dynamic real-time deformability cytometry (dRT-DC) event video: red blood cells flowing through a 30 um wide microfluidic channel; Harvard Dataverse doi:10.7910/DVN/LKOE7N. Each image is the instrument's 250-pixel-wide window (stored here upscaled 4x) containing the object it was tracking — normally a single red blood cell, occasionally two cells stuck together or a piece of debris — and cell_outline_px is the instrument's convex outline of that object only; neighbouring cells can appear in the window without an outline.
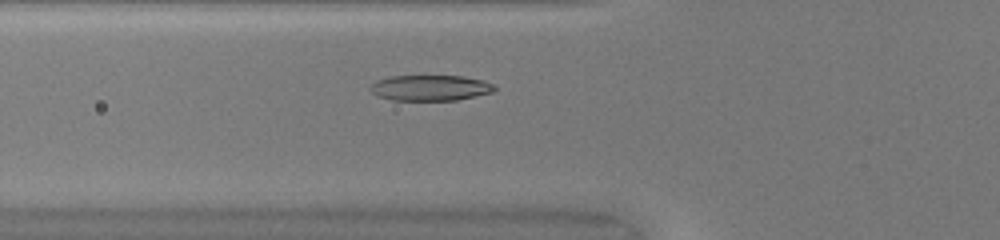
{"species": "common noctule bat (a hibernating species)", "species_latin": "Nyctalus noctula", "temperature_condition": "warm", "stored_images_in_passage": 43, "camera_frame_rate_fps": 3000, "um_per_image_px": 0.085, "animal": {"sex": "female", "body_mass_g": 20.0, "forearm_length_mm": 54.0}, "frame": {"image": 1, "passage_image": 11, "time_ms": 3.333, "image_size_px": [1000, 240], "cell_outline_px": [[496, 88], [492, 92], [456, 100], [392, 100], [376, 96], [368, 88], [376, 80], [388, 76], [464, 76], [484, 80], [492, 84]], "centroid_in_image_um": [36.53, 7.46], "position_along_channel_um": 89.3, "area_um2": 18.61}}
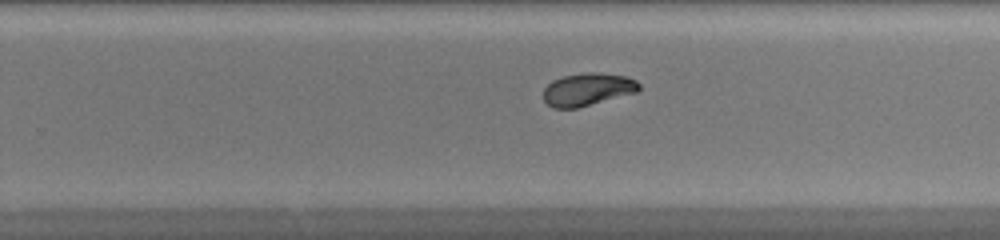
{"frame": {"image": 2, "passage_image": 25, "time_ms": 8.0, "image_size_px": [1000, 240], "cell_outline_px": [[640, 88], [636, 92], [576, 108], [552, 108], [544, 100], [544, 88], [552, 80], [564, 76], [588, 72], [600, 72], [624, 76], [636, 80], [640, 84]], "centroid_in_image_um": [49.93, 7.59], "position_along_channel_um": 279.9, "area_um2": 18.03}}
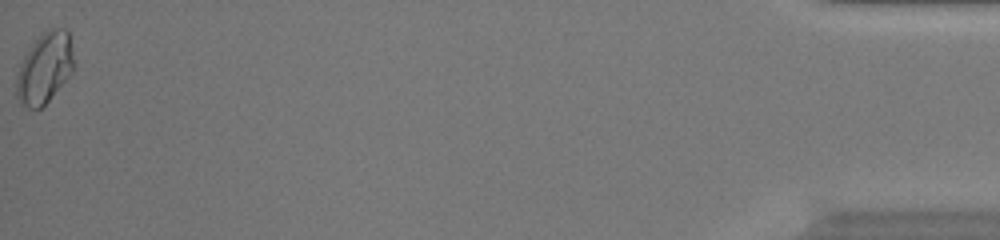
{"frame": {"image": 3, "passage_image": 43, "time_ms": 14.0, "image_size_px": [1000, 240], "cell_outline_px": [[76, 64], [72, 72], [48, 100], [40, 108], [28, 108], [20, 104], [16, 96], [16, 80], [20, 64], [28, 48], [48, 28], [64, 28], [68, 32], [76, 60]], "centroid_in_image_um": [3.81, 5.76], "position_along_channel_um": 431.4, "area_um2": 23.7}, "authors_computed_cell_mechanics": {"area_um2": 19.1318, "velocity_mm_per_s": 4.0821, "shape_relaxation_time_tau1_ms": 3.7485, "shape_relaxation_time_tau2_ms": 2.2485, "deformation_change_tau1": 0.1646, "deformation_change_tau2": 0.0504}}